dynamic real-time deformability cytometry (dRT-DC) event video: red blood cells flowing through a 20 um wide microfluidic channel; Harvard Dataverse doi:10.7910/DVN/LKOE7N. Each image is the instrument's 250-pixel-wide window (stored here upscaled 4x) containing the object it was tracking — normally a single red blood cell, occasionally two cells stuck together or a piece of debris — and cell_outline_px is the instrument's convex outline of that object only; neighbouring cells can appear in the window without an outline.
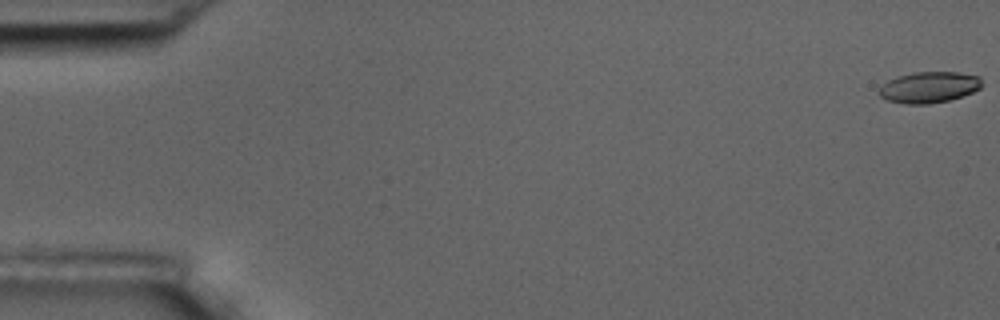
{"species": "common noctule bat (a hibernating species)", "species_latin": "Nyctalus noctula", "temperature_condition": "room temperature", "stored_images_in_passage": 6, "camera_frame_rate_fps": 3000, "um_per_image_px": 0.085, "animal": {"sex": "male", "body_mass_g": 17.5, "forearm_length_mm": 52.3}, "frame": {"image": 1, "passage_image": 1, "time_ms": 0.0, "image_size_px": [1000, 320], "cell_outline_px": [[980, 88], [972, 92], [948, 100], [928, 104], [908, 104], [888, 100], [880, 96], [880, 88], [888, 80], [896, 76], [912, 72], [960, 72], [980, 76]], "centroid_in_image_um": [78.96, 7.4], "position_along_channel_um": 6.0, "area_um2": 18.44}}